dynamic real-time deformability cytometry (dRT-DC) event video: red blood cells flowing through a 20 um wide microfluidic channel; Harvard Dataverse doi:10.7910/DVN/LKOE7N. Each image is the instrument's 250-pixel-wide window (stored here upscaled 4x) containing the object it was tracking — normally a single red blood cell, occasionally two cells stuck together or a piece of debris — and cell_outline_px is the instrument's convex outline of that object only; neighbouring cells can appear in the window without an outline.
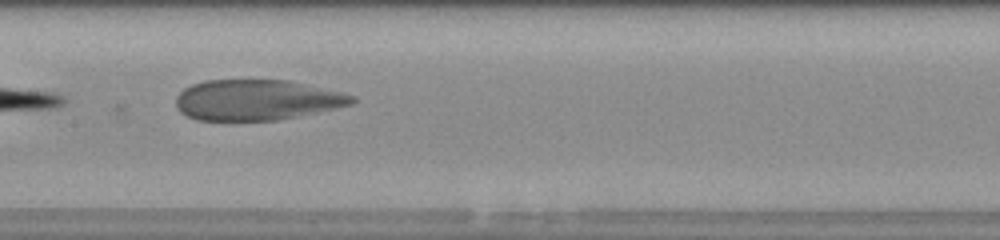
{"species": "human", "species_latin": "Homo sapiens", "temperature_condition": "room temperature", "stored_images_in_passage": 37, "camera_frame_rate_fps": 3000, "um_per_image_px": 0.085, "donor": {"sex": "male"}, "frame": {"image": 1, "passage_image": 13, "time_ms": 4.0, "image_size_px": [1000, 240], "cell_outline_px": [[356, 100], [352, 104], [336, 108], [276, 120], [196, 120], [180, 112], [176, 108], [176, 96], [184, 88], [192, 84], [204, 80], [288, 80], [344, 92], [356, 96]], "centroid_in_image_um": [21.82, 8.48], "position_along_channel_um": 185.6, "area_um2": 41.67}}
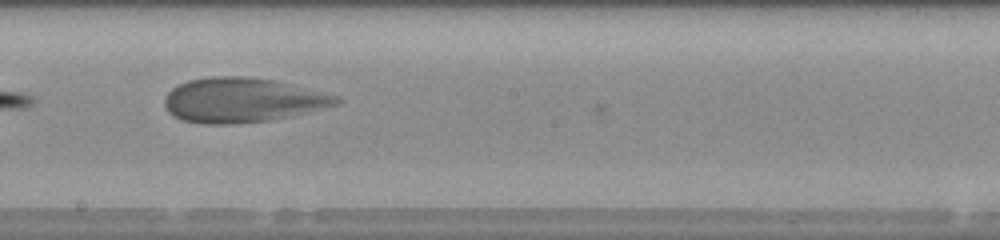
{"frame": {"image": 2, "passage_image": 16, "time_ms": 5.0, "image_size_px": [1000, 240], "cell_outline_px": [[344, 100], [340, 104], [308, 112], [272, 120], [232, 124], [204, 124], [180, 120], [172, 116], [168, 112], [164, 104], [164, 100], [168, 92], [172, 88], [188, 80], [212, 76], [248, 76], [276, 80], [340, 96]], "centroid_in_image_um": [20.62, 8.51], "position_along_channel_um": 227.6, "area_um2": 45.14}}
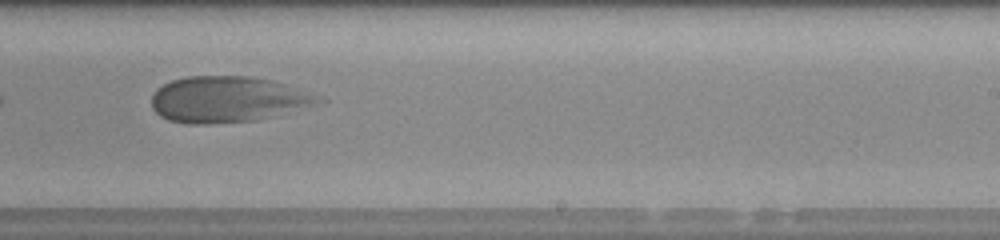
{"frame": {"image": 3, "passage_image": 19, "time_ms": 6.0, "image_size_px": [1000, 240], "cell_outline_px": [[328, 100], [324, 104], [256, 120], [204, 124], [188, 124], [168, 120], [160, 116], [152, 108], [152, 96], [156, 88], [172, 80], [188, 76], [252, 76], [284, 84], [324, 96]], "centroid_in_image_um": [19.42, 8.45], "position_along_channel_um": 269.6, "area_um2": 45.2}}